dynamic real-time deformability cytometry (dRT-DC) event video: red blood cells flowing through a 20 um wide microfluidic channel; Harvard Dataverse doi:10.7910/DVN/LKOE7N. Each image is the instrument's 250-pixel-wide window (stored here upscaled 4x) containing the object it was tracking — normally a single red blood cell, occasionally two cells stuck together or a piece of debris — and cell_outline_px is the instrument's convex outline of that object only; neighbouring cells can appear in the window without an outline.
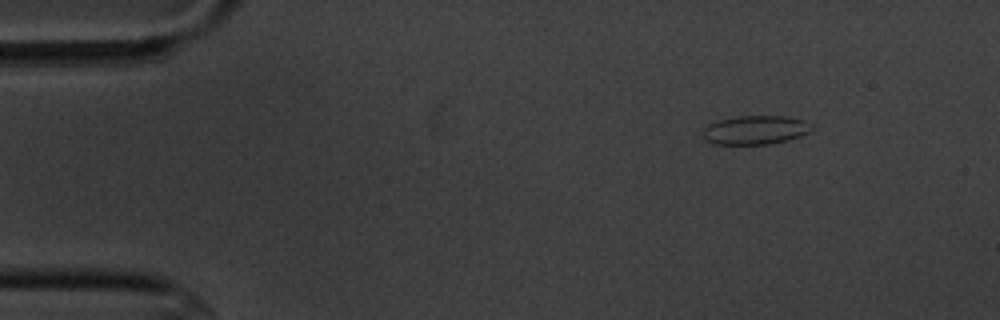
{"species": "common noctule bat (a hibernating species)", "species_latin": "Nyctalus noctula", "temperature_condition": "cold", "stored_images_in_passage": 6, "camera_frame_rate_fps": 3000, "um_per_image_px": 0.085, "animal": {"sex": "male", "body_mass_g": 20.1, "forearm_length_mm": 53.5}, "frame": {"image": 1, "passage_image": 1, "time_ms": 0.0, "image_size_px": [1000, 320], "cell_outline_px": [[816, 128], [800, 136], [788, 140], [768, 144], [716, 144], [708, 140], [704, 136], [704, 128], [708, 124], [720, 120], [740, 116], [788, 116], [804, 120], [812, 124]], "centroid_in_image_um": [64.28, 11.04], "position_along_channel_um": 20.7, "area_um2": 18.21}}
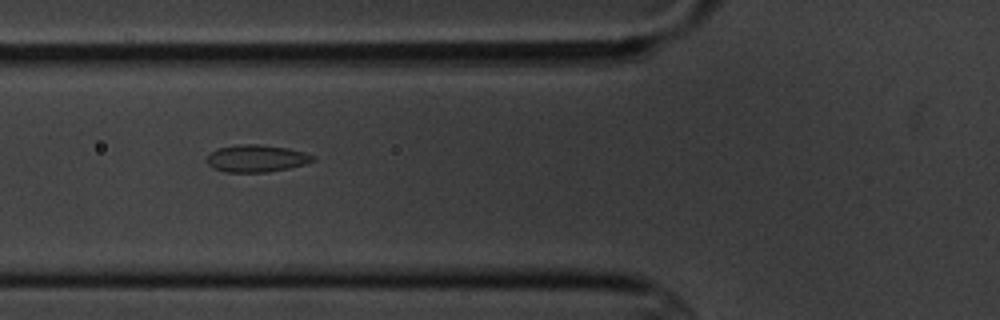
{"frame": {"image": 2, "passage_image": 5, "time_ms": 4.667, "image_size_px": [1000, 320], "cell_outline_px": [[316, 160], [304, 164], [288, 168], [264, 172], [224, 172], [212, 168], [204, 160], [216, 148], [236, 144], [260, 144], [288, 148], [304, 152], [316, 156]], "centroid_in_image_um": [21.77, 13.46], "position_along_channel_um": 104.0, "area_um2": 16.99}}
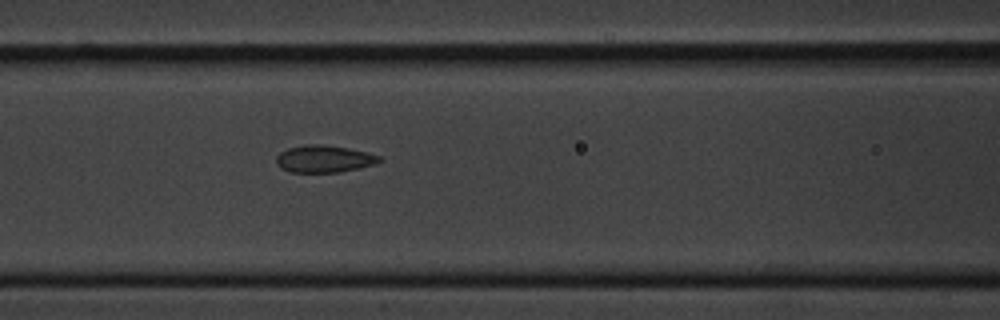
{"frame": {"image": 3, "passage_image": 6, "time_ms": 5.667, "image_size_px": [1000, 320], "cell_outline_px": [[384, 160], [372, 164], [340, 172], [288, 172], [280, 168], [276, 164], [276, 156], [280, 152], [288, 148], [304, 144], [320, 144], [348, 148], [380, 156]], "centroid_in_image_um": [27.48, 13.5], "position_along_channel_um": 139.1, "area_um2": 16.24}}